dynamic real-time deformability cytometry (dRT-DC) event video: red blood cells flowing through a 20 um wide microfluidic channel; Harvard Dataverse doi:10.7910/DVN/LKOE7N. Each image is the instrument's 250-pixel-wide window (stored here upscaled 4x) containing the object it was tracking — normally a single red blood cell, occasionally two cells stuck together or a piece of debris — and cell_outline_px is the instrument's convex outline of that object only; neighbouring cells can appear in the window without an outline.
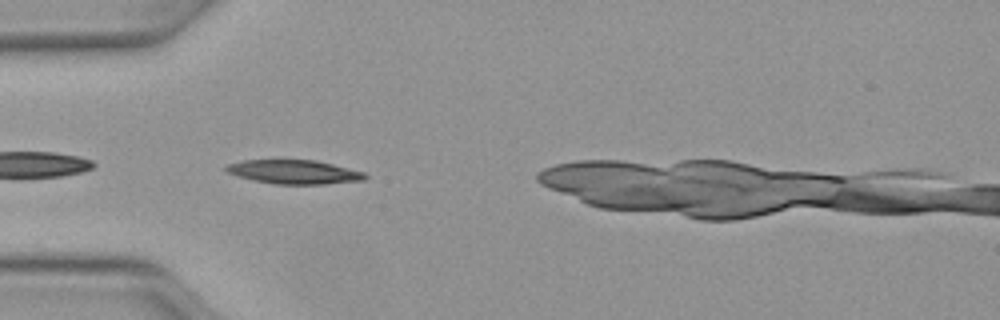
{"species": "Egyptian fruit bat (a non-hibernating species)", "species_latin": "Rousettus aegyptiacus", "temperature_condition": "warm", "stored_images_in_passage": 8, "camera_frame_rate_fps": 3000, "um_per_image_px": 0.085, "animal": {"sex": "female"}, "frame": {"image": 1, "passage_image": 2, "time_ms": 0.333, "image_size_px": [1000, 320], "cell_outline_px": [[368, 176], [364, 180], [324, 184], [276, 184], [252, 180], [228, 172], [224, 168], [228, 164], [244, 160], [316, 160], [364, 172]], "centroid_in_image_um": [25.02, 14.61], "position_along_channel_um": 60.0, "area_um2": 19.19}}
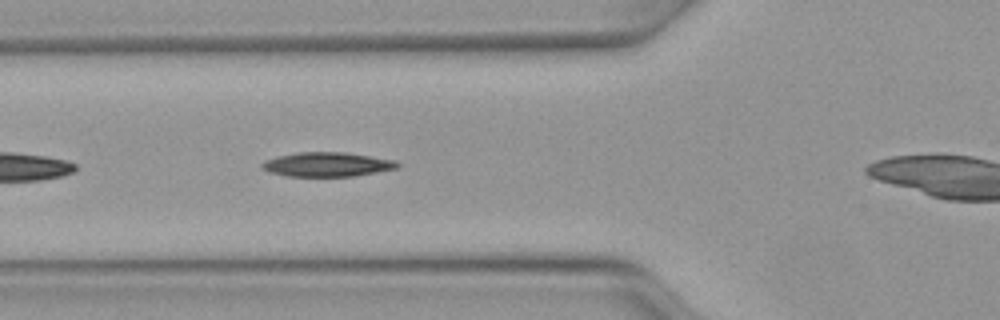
{"frame": {"image": 2, "passage_image": 5, "time_ms": 1.333, "image_size_px": [1000, 320], "cell_outline_px": [[400, 164], [396, 168], [352, 176], [288, 176], [268, 172], [260, 168], [260, 164], [264, 160], [276, 156], [300, 152], [344, 152], [396, 160]], "centroid_in_image_um": [27.73, 13.97], "position_along_channel_um": 98.1, "area_um2": 19.13}}